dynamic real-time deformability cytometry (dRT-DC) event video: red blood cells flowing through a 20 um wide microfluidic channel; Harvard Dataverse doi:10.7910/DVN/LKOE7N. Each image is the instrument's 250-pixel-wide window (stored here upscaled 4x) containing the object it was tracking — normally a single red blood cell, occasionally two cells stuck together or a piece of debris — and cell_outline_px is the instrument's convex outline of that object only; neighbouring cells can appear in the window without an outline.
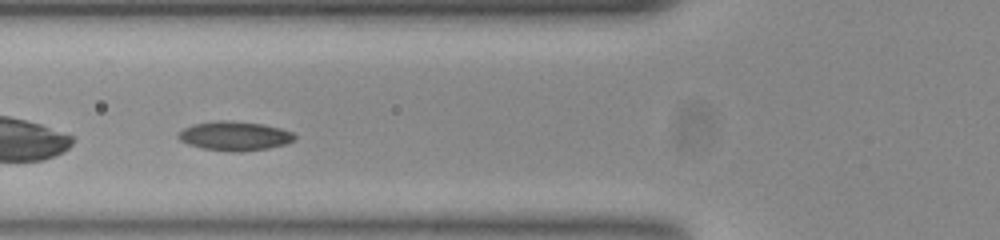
{"species": "common noctule bat (a hibernating species)", "species_latin": "Nyctalus noctula", "temperature_condition": "room temperature", "stored_images_in_passage": 39, "camera_frame_rate_fps": 3000, "um_per_image_px": 0.085, "animal": {"sex": "female", "body_mass_g": 23.0, "forearm_length_mm": 53.4}, "frame": {"image": 1, "passage_image": 5, "time_ms": 1.333, "image_size_px": [1000, 240], "cell_outline_px": [[296, 140], [284, 144], [268, 148], [240, 152], [200, 148], [188, 144], [180, 140], [176, 136], [184, 128], [192, 124], [216, 120], [228, 120], [264, 124], [280, 128], [292, 132], [296, 136]], "centroid_in_image_um": [19.94, 11.55], "position_along_channel_um": 105.9, "area_um2": 19.83}}
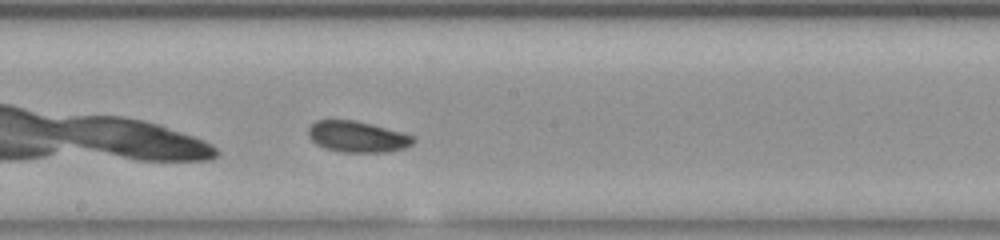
{"frame": {"image": 2, "passage_image": 14, "time_ms": 4.333, "image_size_px": [1000, 240], "cell_outline_px": [[416, 140], [412, 144], [404, 148], [384, 152], [340, 152], [324, 148], [316, 144], [308, 136], [308, 128], [316, 120], [356, 120], [372, 124], [416, 136]], "centroid_in_image_um": [30.37, 11.62], "position_along_channel_um": 217.8, "area_um2": 19.13}}
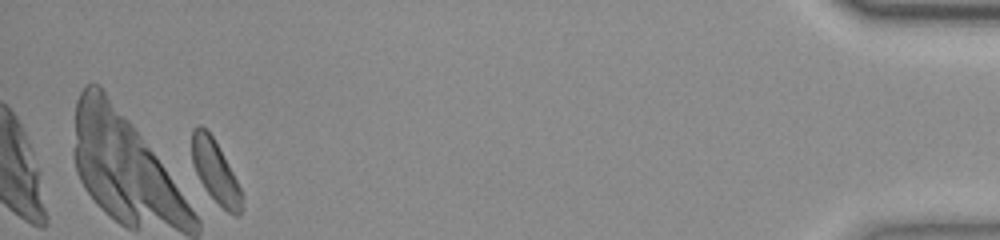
{"frame": {"image": 3, "passage_image": 36, "time_ms": 11.667, "image_size_px": [1000, 240], "cell_outline_px": [[244, 208], [236, 216], [228, 212], [204, 188], [192, 164], [192, 128], [196, 124], [200, 124], [212, 136], [232, 172], [244, 196]], "centroid_in_image_um": [18.31, 14.58], "position_along_channel_um": 416.9, "area_um2": 17.86}, "authors_computed_cell_mechanics": {"area_um2": 18.9006, "velocity_mm_per_s": 3.7443, "shape_relaxation_time_tau1_ms": 1.3881, "shape_relaxation_time_tau2_ms": null, "deformation_change_tau1": 0.0527, "deformation_change_tau2": null}}